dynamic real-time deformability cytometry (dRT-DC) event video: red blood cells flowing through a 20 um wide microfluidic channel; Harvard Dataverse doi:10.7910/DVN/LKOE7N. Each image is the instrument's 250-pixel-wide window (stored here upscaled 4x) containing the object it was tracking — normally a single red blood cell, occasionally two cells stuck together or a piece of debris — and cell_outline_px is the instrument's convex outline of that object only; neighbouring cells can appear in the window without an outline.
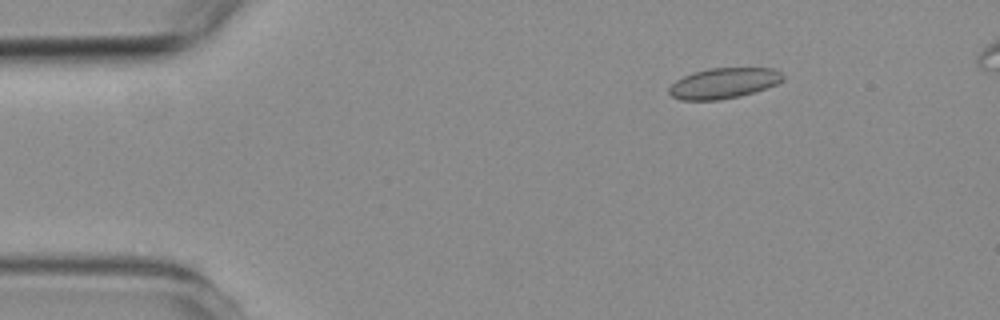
{"species": "common noctule bat (a hibernating species)", "species_latin": "Nyctalus noctula", "temperature_condition": "room temperature", "stored_images_in_passage": 5, "camera_frame_rate_fps": 3000, "um_per_image_px": 0.085, "animal": {"sex": "female", "body_mass_g": 19.3, "forearm_length_mm": 54.1}, "frame": {"image": 1, "passage_image": 3, "time_ms": 2.333, "image_size_px": [1000, 320], "cell_outline_px": [[784, 80], [776, 84], [740, 96], [720, 100], [680, 100], [672, 96], [668, 92], [668, 88], [676, 80], [692, 72], [708, 68], [772, 68], [780, 72], [784, 76]], "centroid_in_image_um": [61.48, 7.07], "position_along_channel_um": 23.5, "area_um2": 20.23}}